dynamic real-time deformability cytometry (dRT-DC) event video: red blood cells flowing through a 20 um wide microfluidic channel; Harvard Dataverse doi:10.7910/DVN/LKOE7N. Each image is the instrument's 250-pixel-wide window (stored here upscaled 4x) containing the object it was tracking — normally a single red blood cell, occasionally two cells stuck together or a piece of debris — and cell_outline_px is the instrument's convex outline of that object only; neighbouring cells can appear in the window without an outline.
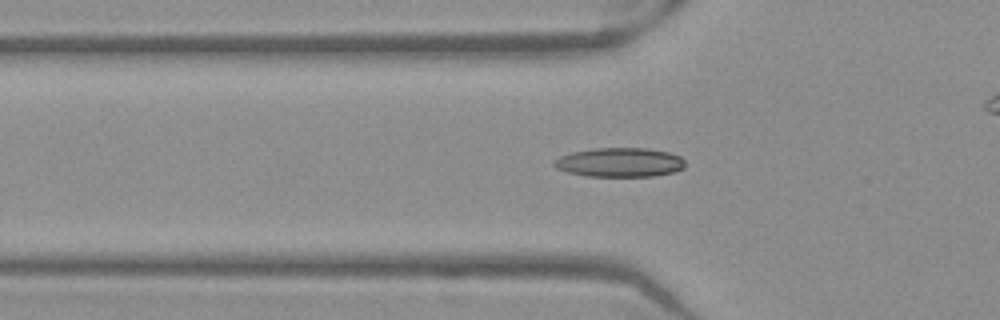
{"species": "Egyptian fruit bat (a non-hibernating species)", "species_latin": "Rousettus aegyptiacus", "temperature_condition": "warm", "stored_images_in_passage": 53, "camera_frame_rate_fps": 3000, "um_per_image_px": 0.085, "frame": {"image": 1, "passage_image": 18, "time_ms": 5.667, "image_size_px": [1000, 320], "cell_outline_px": [[684, 168], [676, 172], [652, 176], [588, 176], [568, 172], [556, 168], [552, 164], [552, 160], [560, 156], [572, 152], [592, 148], [648, 148], [668, 152], [680, 156], [684, 160]], "centroid_in_image_um": [52.67, 13.79], "position_along_channel_um": 73.1, "area_um2": 22.43}}
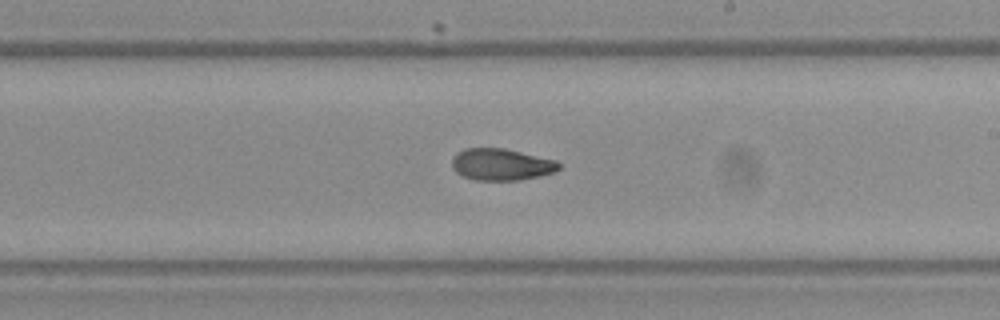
{"frame": {"image": 2, "passage_image": 31, "time_ms": 10.0, "image_size_px": [1000, 320], "cell_outline_px": [[560, 168], [556, 172], [520, 180], [476, 180], [464, 176], [456, 172], [452, 168], [452, 156], [456, 152], [464, 148], [504, 148], [556, 160], [560, 164]], "centroid_in_image_um": [42.6, 13.97], "position_along_channel_um": 246.4, "area_um2": 19.88}}
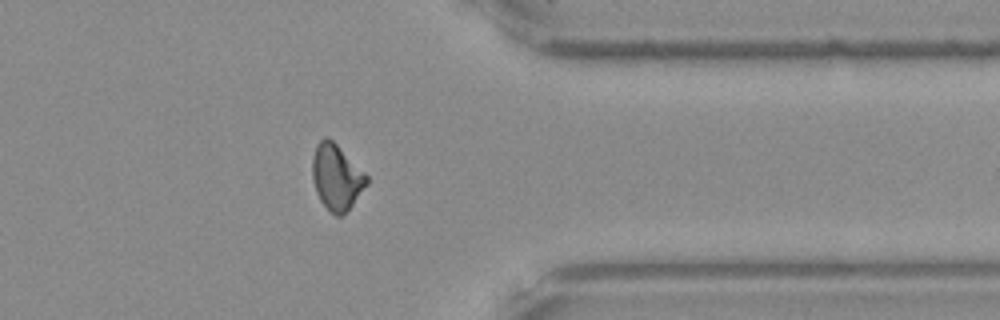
{"frame": {"image": 3, "passage_image": 42, "time_ms": 13.667, "image_size_px": [1000, 320], "cell_outline_px": [[368, 184], [352, 204], [340, 216], [336, 216], [320, 200], [316, 192], [312, 176], [312, 156], [316, 144], [324, 136], [328, 136], [368, 176]], "centroid_in_image_um": [28.58, 15.02], "position_along_channel_um": 382.8, "area_um2": 20.46}, "authors_computed_cell_mechanics": {"area_um2": 20.4612, "velocity_mm_per_s": 3.9798, "shape_relaxation_time_tau1_ms": 10.0672, "shape_relaxation_time_tau2_ms": 3.1761, "deformation_change_tau1": 0.2197, "deformation_change_tau2": 0.0876}}